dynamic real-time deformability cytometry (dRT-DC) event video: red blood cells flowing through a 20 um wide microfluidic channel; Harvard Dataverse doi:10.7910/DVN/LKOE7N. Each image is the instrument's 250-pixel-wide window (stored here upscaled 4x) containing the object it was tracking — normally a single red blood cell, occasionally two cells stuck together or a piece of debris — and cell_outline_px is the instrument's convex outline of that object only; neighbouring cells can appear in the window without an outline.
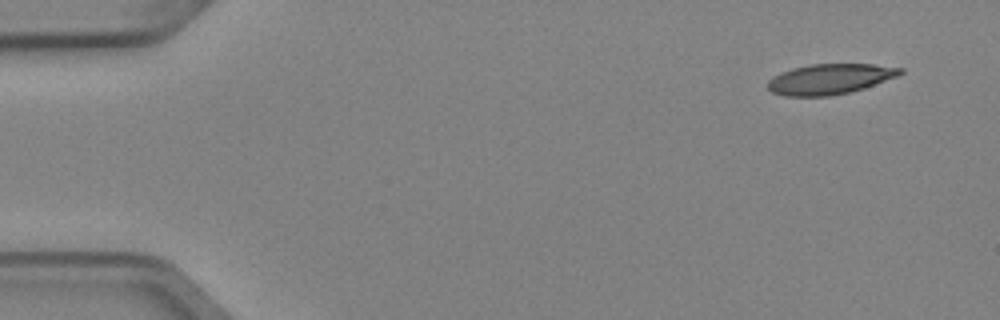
{"species": "Egyptian fruit bat (a non-hibernating species)", "species_latin": "Rousettus aegyptiacus", "temperature_condition": "cold", "stored_images_in_passage": 5, "camera_frame_rate_fps": 3000, "um_per_image_px": 0.085, "animal": {"sex": "female"}, "frame": {"image": 1, "passage_image": 1, "time_ms": 0.0, "image_size_px": [1000, 320], "cell_outline_px": [[904, 72], [896, 76], [864, 88], [852, 92], [828, 96], [784, 96], [772, 92], [768, 88], [768, 80], [772, 76], [780, 72], [792, 68], [808, 64], [872, 64], [904, 68]], "centroid_in_image_um": [70.5, 6.71], "position_along_channel_um": 14.5, "area_um2": 23.52}}
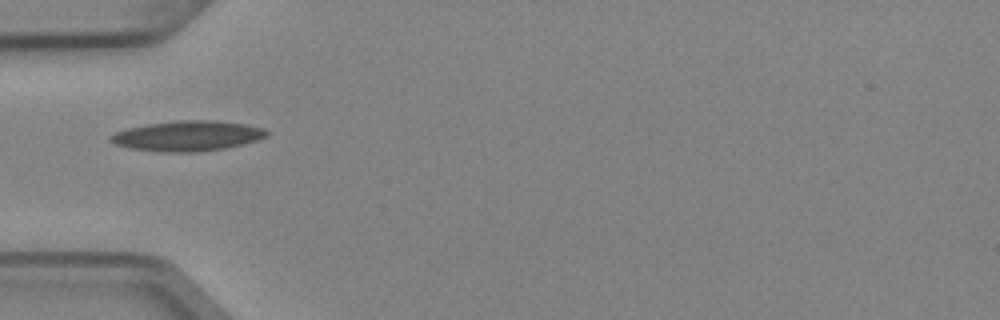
{"frame": {"image": 2, "passage_image": 4, "time_ms": 1.0, "image_size_px": [1000, 320], "cell_outline_px": [[268, 136], [244, 144], [224, 148], [196, 152], [160, 152], [132, 148], [116, 144], [108, 140], [108, 136], [116, 132], [128, 128], [148, 124], [176, 120], [216, 120], [244, 124], [264, 128], [268, 132]], "centroid_in_image_um": [15.94, 11.55], "position_along_channel_um": 69.1, "area_um2": 27.46}}
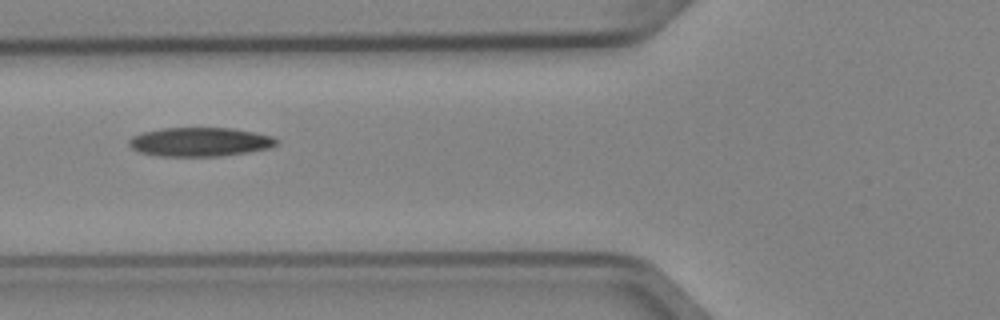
{"frame": {"image": 3, "passage_image": 5, "time_ms": 1.333, "image_size_px": [1000, 320], "cell_outline_px": [[276, 144], [268, 148], [220, 156], [160, 156], [140, 152], [132, 148], [128, 144], [128, 140], [132, 136], [140, 132], [160, 128], [232, 128], [272, 136], [276, 140]], "centroid_in_image_um": [16.91, 12.05], "position_along_channel_um": 108.9, "area_um2": 24.68}}